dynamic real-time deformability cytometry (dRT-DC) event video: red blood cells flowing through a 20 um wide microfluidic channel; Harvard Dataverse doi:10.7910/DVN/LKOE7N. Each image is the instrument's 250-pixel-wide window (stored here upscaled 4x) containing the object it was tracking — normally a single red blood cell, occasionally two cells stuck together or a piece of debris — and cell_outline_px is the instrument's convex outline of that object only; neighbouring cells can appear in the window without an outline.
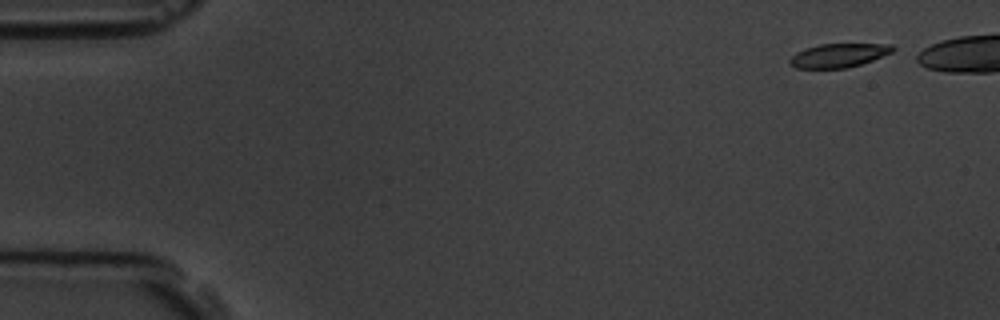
{"species": "common noctule bat (a hibernating species)", "species_latin": "Nyctalus noctula", "temperature_condition": "room temperature", "stored_images_in_passage": 7, "camera_frame_rate_fps": 3000, "um_per_image_px": 0.085, "animal": {"sex": "male", "body_mass_g": 19.5, "forearm_length_mm": 54.6}, "frame": {"image": 1, "passage_image": 1, "time_ms": 0.0, "image_size_px": [1000, 320], "cell_outline_px": [[896, 48], [892, 52], [872, 60], [848, 68], [796, 68], [788, 64], [788, 60], [796, 52], [804, 48], [820, 44], [892, 44]], "centroid_in_image_um": [71.25, 4.71], "position_along_channel_um": 13.7, "area_um2": 14.33}}
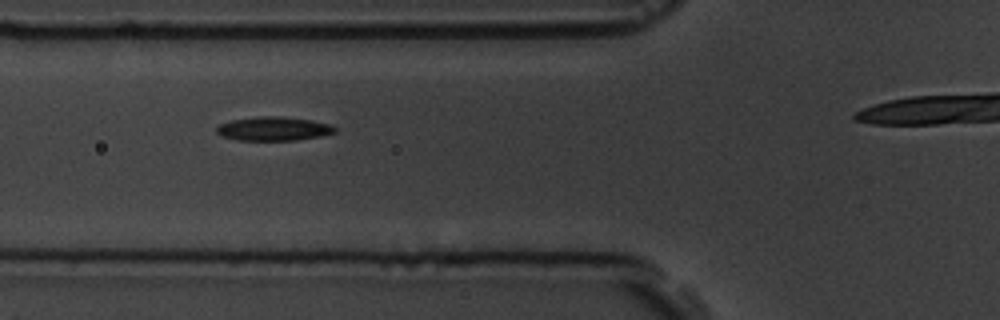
{"frame": {"image": 2, "passage_image": 5, "time_ms": 5.667, "image_size_px": [1000, 320], "cell_outline_px": [[336, 132], [320, 136], [296, 140], [236, 140], [224, 136], [216, 132], [216, 128], [220, 124], [232, 120], [260, 116], [280, 116], [312, 120], [332, 124], [336, 128]], "centroid_in_image_um": [23.29, 10.94], "position_along_channel_um": 102.5, "area_um2": 16.42}}
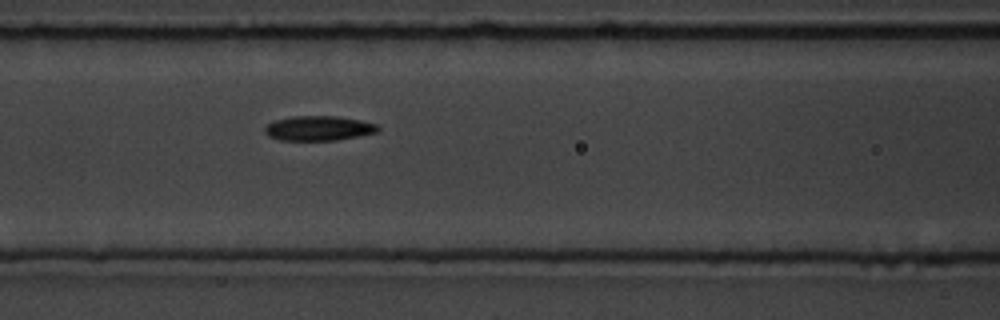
{"frame": {"image": 3, "passage_image": 6, "time_ms": 6.667, "image_size_px": [1000, 320], "cell_outline_px": [[380, 128], [376, 132], [336, 140], [280, 140], [268, 136], [264, 132], [264, 128], [268, 124], [276, 120], [292, 116], [336, 116], [360, 120], [376, 124]], "centroid_in_image_um": [27.05, 10.9], "position_along_channel_um": 139.6, "area_um2": 16.13}}